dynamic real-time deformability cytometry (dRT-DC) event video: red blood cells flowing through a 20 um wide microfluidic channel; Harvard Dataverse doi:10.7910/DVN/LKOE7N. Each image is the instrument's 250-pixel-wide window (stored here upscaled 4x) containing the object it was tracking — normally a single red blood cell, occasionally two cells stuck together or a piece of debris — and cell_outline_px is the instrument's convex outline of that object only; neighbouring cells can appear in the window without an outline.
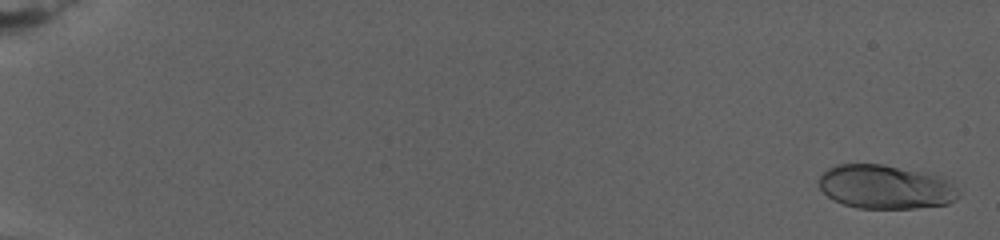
{"species": "human", "species_latin": "Homo sapiens", "temperature_condition": "warm", "stored_images_in_passage": 44, "camera_frame_rate_fps": 3000, "um_per_image_px": 0.085, "donor": {"sex": "female"}, "frame": {"image": 1, "passage_image": 1, "time_ms": 0.0, "image_size_px": [1000, 240], "cell_outline_px": [[956, 200], [948, 204], [916, 208], [856, 208], [832, 200], [820, 188], [820, 176], [828, 168], [836, 164], [884, 164], [940, 176], [952, 184], [956, 196]], "centroid_in_image_um": [75.21, 15.89], "position_along_channel_um": 9.8, "area_um2": 35.37}}
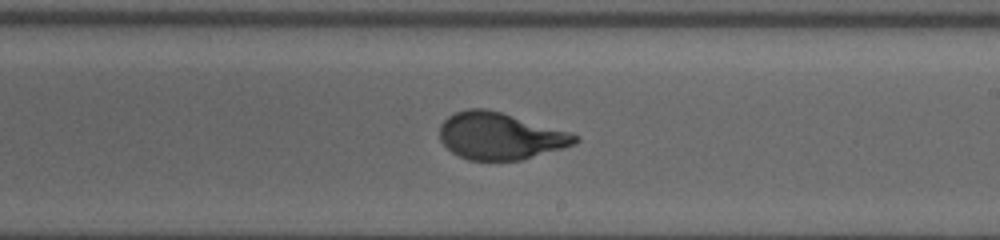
{"frame": {"image": 2, "passage_image": 25, "time_ms": 16.0, "image_size_px": [1000, 240], "cell_outline_px": [[580, 140], [576, 144], [520, 160], [468, 160], [452, 152], [440, 140], [440, 124], [448, 116], [456, 112], [468, 108], [488, 108], [572, 132], [580, 136]], "centroid_in_image_um": [42.53, 11.54], "position_along_channel_um": 246.5, "area_um2": 37.17}}
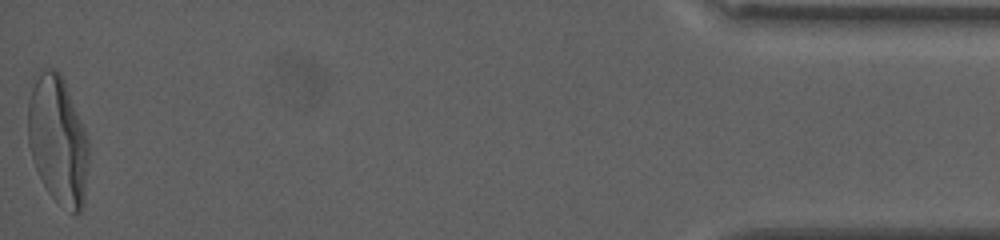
{"frame": {"image": 3, "passage_image": 44, "time_ms": 25.667, "image_size_px": [1000, 240], "cell_outline_px": [[88, 164], [84, 204], [80, 212], [72, 216], [48, 192], [36, 168], [28, 144], [28, 100], [32, 88], [40, 68], [52, 68], [60, 72], [64, 80], [84, 128], [88, 140]], "centroid_in_image_um": [4.93, 11.93], "position_along_channel_um": 430.3, "area_um2": 45.43}, "authors_computed_cell_mechanics": {"area_um2": 36.2984, "velocity_mm_per_s": 2.7262, "shape_relaxation_time_tau1_ms": 11.2481, "shape_relaxation_time_tau2_ms": null, "deformation_change_tau1": 0.3234, "deformation_change_tau2": null}}